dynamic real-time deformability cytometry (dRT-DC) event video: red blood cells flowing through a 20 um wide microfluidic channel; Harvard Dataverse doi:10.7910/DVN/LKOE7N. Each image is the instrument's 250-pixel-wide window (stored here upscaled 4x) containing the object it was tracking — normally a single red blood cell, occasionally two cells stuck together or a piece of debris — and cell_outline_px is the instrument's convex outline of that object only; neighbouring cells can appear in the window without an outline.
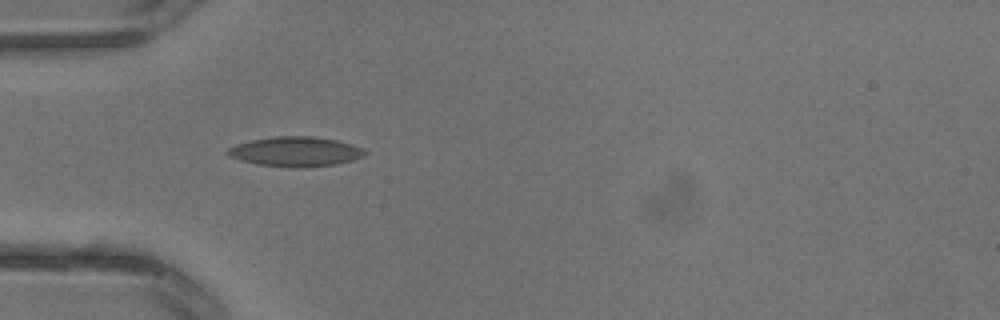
{"species": "common noctule bat (a hibernating species)", "species_latin": "Nyctalus noctula", "temperature_condition": "warm", "stored_images_in_passage": 1, "camera_frame_rate_fps": 3000, "um_per_image_px": 0.085, "animal": {"sex": "male", "body_mass_g": 13.3}, "frame": {"image": 1, "passage_image": 1, "time_ms": 0.0, "image_size_px": [1000, 320], "cell_outline_px": [[368, 152], [364, 156], [352, 160], [336, 164], [304, 168], [288, 168], [260, 164], [240, 160], [228, 156], [224, 152], [228, 148], [236, 144], [252, 140], [272, 136], [312, 136], [336, 140], [352, 144]], "centroid_in_image_um": [25.1, 12.89], "position_along_channel_um": 59.9, "area_um2": 23.93}}